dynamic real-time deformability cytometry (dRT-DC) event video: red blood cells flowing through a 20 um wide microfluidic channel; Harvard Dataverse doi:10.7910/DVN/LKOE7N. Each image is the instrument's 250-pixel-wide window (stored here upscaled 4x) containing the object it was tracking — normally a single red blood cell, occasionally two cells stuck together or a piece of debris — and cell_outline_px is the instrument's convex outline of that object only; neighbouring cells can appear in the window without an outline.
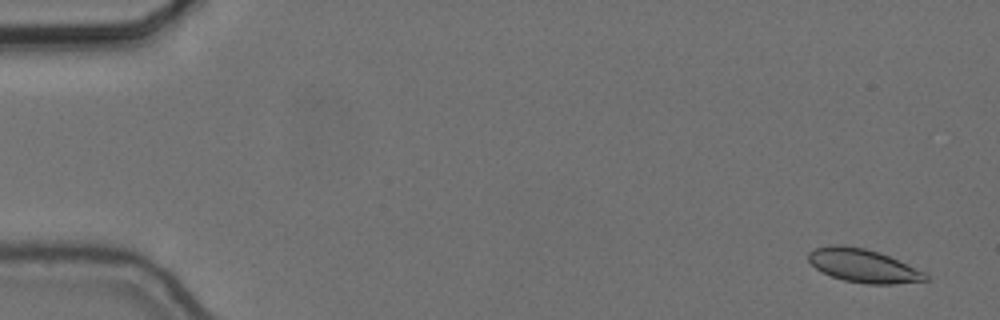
{"species": "common noctule bat (a hibernating species)", "species_latin": "Nyctalus noctula", "temperature_condition": "cold", "stored_images_in_passage": 55, "camera_frame_rate_fps": 3000, "um_per_image_px": 0.085, "animal": {"sex": "female", "body_mass_g": 24.6, "forearm_length_mm": 56.2}, "frame": {"image": 1, "passage_image": 1, "time_ms": 0.0, "image_size_px": [1000, 320], "cell_outline_px": [[928, 280], [892, 284], [868, 284], [844, 280], [832, 276], [816, 268], [808, 260], [808, 252], [816, 248], [832, 244], [840, 244], [864, 248], [880, 252], [924, 272], [928, 276]], "centroid_in_image_um": [73.35, 22.57], "position_along_channel_um": 11.6, "area_um2": 22.54}}
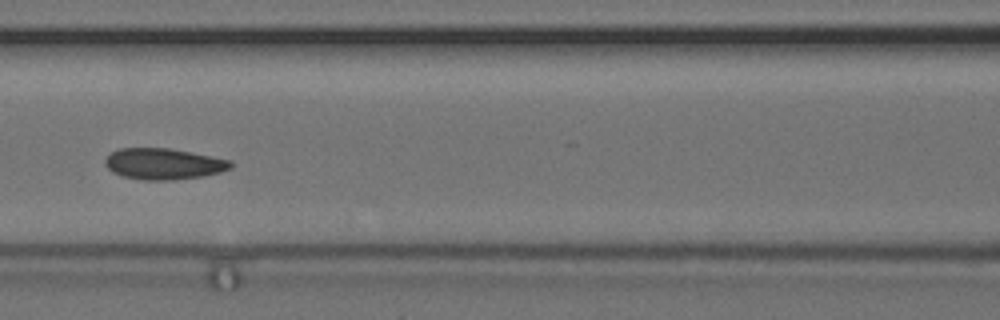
{"frame": {"image": 2, "passage_image": 24, "time_ms": 7.667, "image_size_px": [1000, 320], "cell_outline_px": [[232, 168], [220, 172], [204, 176], [172, 180], [144, 180], [124, 176], [112, 172], [104, 164], [104, 160], [112, 152], [120, 148], [168, 148], [232, 160]], "centroid_in_image_um": [13.91, 13.93], "position_along_channel_um": 152.7, "area_um2": 22.72}}
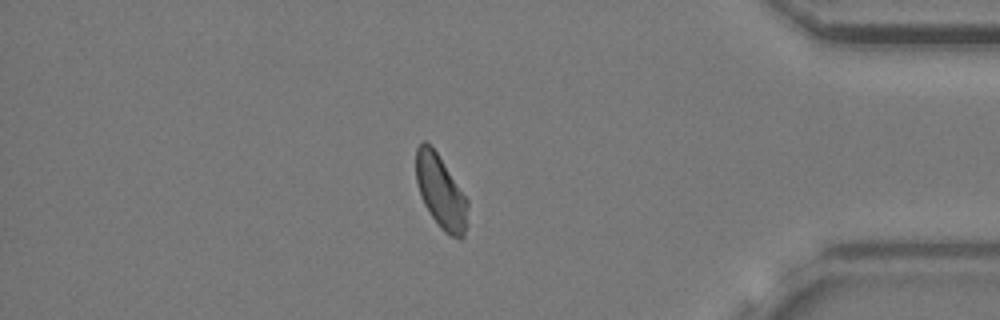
{"frame": {"image": 3, "passage_image": 47, "time_ms": 15.333, "image_size_px": [1000, 320], "cell_outline_px": [[468, 224], [464, 236], [460, 240], [448, 236], [440, 228], [424, 204], [420, 196], [416, 180], [416, 148], [424, 140], [436, 152], [468, 200]], "centroid_in_image_um": [37.49, 16.38], "position_along_channel_um": 397.7, "area_um2": 22.08}, "authors_computed_cell_mechanics": {"area_um2": 22.7732, "velocity_mm_per_s": 3.6311, "shape_relaxation_time_tau1_ms": 9.2869, "shape_relaxation_time_tau2_ms": 3.0239, "deformation_change_tau1": 0.1341, "deformation_change_tau2": 0.0682}}